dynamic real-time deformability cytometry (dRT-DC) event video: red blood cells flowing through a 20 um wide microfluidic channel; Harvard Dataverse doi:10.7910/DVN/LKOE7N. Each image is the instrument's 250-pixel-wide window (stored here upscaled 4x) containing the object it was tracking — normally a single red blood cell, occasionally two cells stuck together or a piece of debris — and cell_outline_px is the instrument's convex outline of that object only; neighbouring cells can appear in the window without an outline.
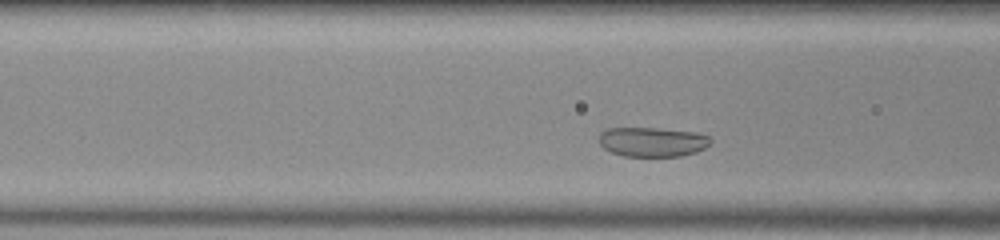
{"species": "common noctule bat (a hibernating species)", "species_latin": "Nyctalus noctula", "temperature_condition": "room temperature", "stored_images_in_passage": 34, "camera_frame_rate_fps": 3000, "um_per_image_px": 0.085, "animal": {"sex": "male", "body_mass_g": 20.0, "forearm_length_mm": 53.3}, "frame": {"image": 1, "passage_image": 10, "time_ms": 3.0, "image_size_px": [1000, 240], "cell_outline_px": [[712, 140], [704, 148], [696, 152], [680, 156], [624, 156], [612, 152], [604, 148], [596, 140], [600, 132], [608, 128], [656, 128], [696, 132], [708, 136]], "centroid_in_image_um": [55.41, 12.05], "position_along_channel_um": 111.2, "area_um2": 19.25}}
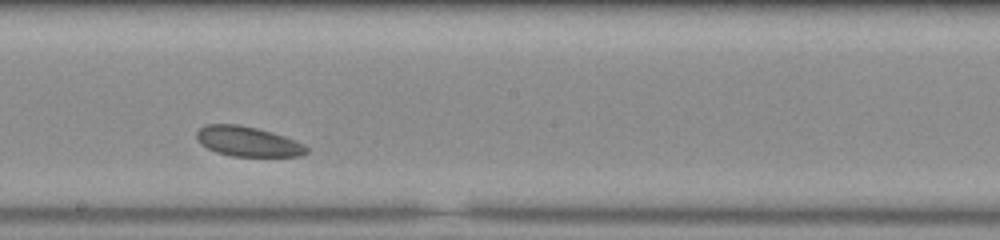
{"frame": {"image": 2, "passage_image": 20, "time_ms": 6.333, "image_size_px": [1000, 240], "cell_outline_px": [[308, 152], [300, 156], [232, 156], [216, 152], [200, 144], [196, 140], [196, 132], [204, 124], [240, 124], [272, 132], [296, 140], [304, 144], [308, 148]], "centroid_in_image_um": [21.04, 12.02], "position_along_channel_um": 227.2, "area_um2": 19.31}}
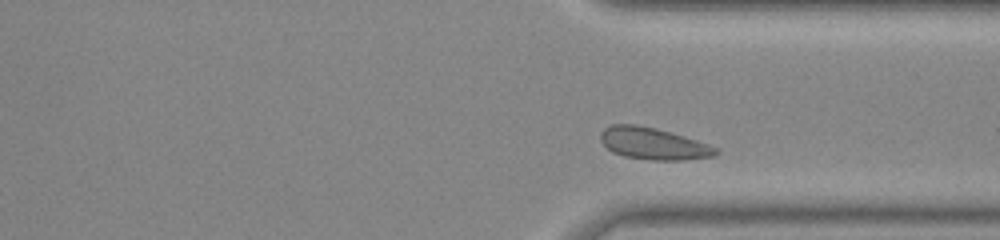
{"frame": {"image": 3, "passage_image": 31, "time_ms": 10.0, "image_size_px": [1000, 240], "cell_outline_px": [[720, 152], [716, 156], [684, 160], [652, 160], [624, 156], [612, 152], [600, 140], [600, 132], [604, 128], [612, 124], [636, 124], [656, 128], [684, 136], [708, 144], [716, 148]], "centroid_in_image_um": [55.53, 12.2], "position_along_channel_um": 355.9, "area_um2": 21.44}}